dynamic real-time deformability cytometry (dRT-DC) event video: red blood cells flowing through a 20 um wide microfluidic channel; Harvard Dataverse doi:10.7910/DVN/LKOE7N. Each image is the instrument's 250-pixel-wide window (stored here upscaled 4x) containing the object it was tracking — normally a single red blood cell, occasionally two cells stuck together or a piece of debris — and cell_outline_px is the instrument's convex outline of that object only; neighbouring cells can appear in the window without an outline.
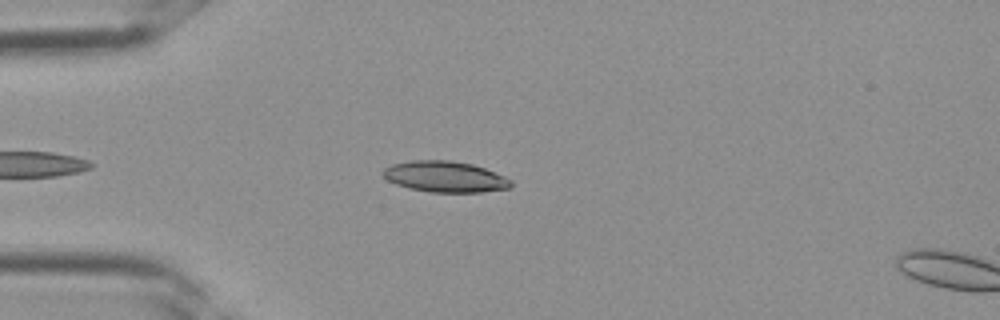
{"species": "Egyptian fruit bat (a non-hibernating species)", "species_latin": "Rousettus aegyptiacus", "temperature_condition": "room temperature", "stored_images_in_passage": 7, "camera_frame_rate_fps": 3000, "um_per_image_px": 0.085, "frame": {"image": 1, "passage_image": 5, "time_ms": 1.333, "image_size_px": [1000, 320], "cell_outline_px": [[512, 184], [508, 188], [480, 192], [428, 192], [408, 188], [396, 184], [388, 180], [380, 172], [384, 168], [392, 164], [412, 160], [452, 160], [472, 164], [484, 168], [504, 176], [512, 180]], "centroid_in_image_um": [37.8, 15.01], "position_along_channel_um": 47.2, "area_um2": 23.12}}